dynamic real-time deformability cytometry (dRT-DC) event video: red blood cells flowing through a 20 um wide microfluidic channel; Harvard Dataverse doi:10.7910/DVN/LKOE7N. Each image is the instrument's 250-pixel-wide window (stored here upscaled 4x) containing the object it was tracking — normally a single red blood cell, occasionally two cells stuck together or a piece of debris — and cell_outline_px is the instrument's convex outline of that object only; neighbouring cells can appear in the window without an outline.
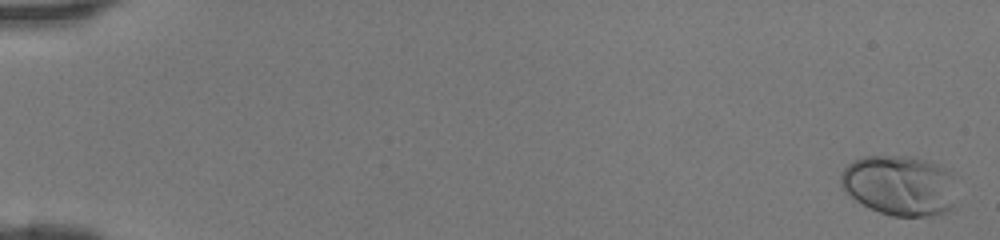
{"species": "human", "species_latin": "Homo sapiens", "temperature_condition": "room temperature", "stored_images_in_passage": 46, "camera_frame_rate_fps": 3000, "um_per_image_px": 0.085, "donor": {"sex": "female"}, "frame": {"image": 1, "passage_image": 1, "time_ms": 0.0, "image_size_px": [1000, 240], "cell_outline_px": [[960, 176], [952, 204], [944, 212], [924, 216], [892, 216], [880, 212], [856, 200], [844, 192], [840, 184], [840, 176], [844, 168], [852, 160], [864, 156], [916, 156], [952, 168]], "centroid_in_image_um": [76.55, 15.71], "position_along_channel_um": 8.5, "area_um2": 41.73}}
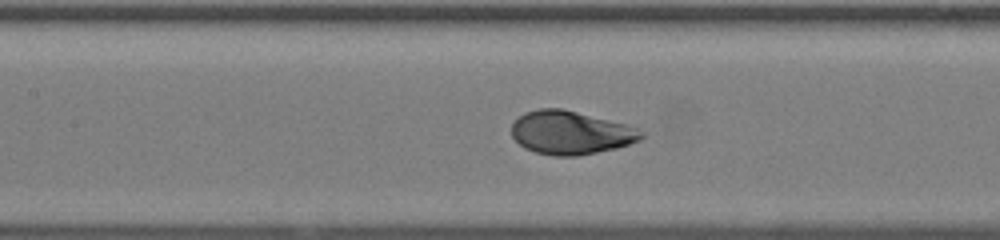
{"frame": {"image": 2, "passage_image": 23, "time_ms": 7.333, "image_size_px": [1000, 240], "cell_outline_px": [[644, 136], [640, 140], [616, 148], [576, 156], [552, 156], [536, 152], [524, 148], [512, 136], [512, 124], [524, 112], [540, 108], [560, 108], [624, 124], [636, 128], [644, 132]], "centroid_in_image_um": [48.48, 11.28], "position_along_channel_um": 158.9, "area_um2": 32.43}}
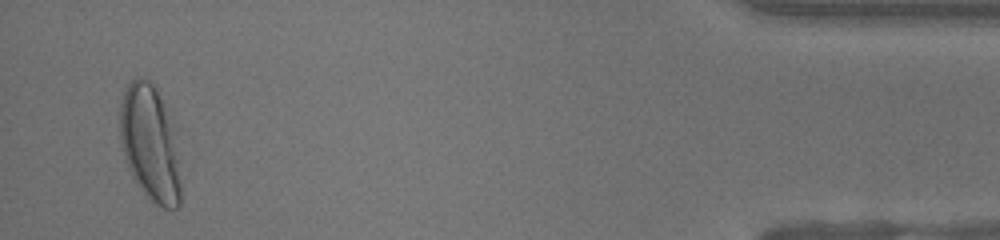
{"frame": {"image": 3, "passage_image": 45, "time_ms": 14.667, "image_size_px": [1000, 240], "cell_outline_px": [[180, 204], [176, 208], [164, 208], [156, 204], [144, 192], [132, 176], [120, 144], [120, 108], [124, 88], [136, 76], [144, 76], [156, 88], [164, 108], [172, 132], [176, 156], [180, 184]], "centroid_in_image_um": [12.69, 12.17], "position_along_channel_um": 422.5, "area_um2": 39.77}}